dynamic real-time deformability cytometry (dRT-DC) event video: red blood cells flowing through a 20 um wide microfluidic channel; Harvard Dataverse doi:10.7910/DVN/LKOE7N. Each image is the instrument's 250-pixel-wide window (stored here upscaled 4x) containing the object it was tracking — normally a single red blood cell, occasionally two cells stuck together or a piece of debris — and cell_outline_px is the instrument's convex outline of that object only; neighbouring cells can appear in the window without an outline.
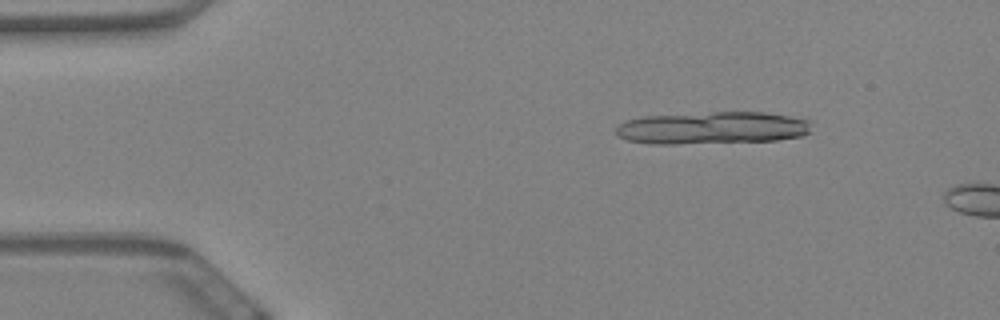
{"species": "Egyptian fruit bat (a non-hibernating species)", "species_latin": "Rousettus aegyptiacus", "temperature_condition": "warm", "stored_images_in_passage": 8, "camera_frame_rate_fps": 3000, "um_per_image_px": 0.085, "animal": {"sex": "female"}, "frame": {"image": 1, "passage_image": 3, "time_ms": 0.667, "image_size_px": [1000, 320], "cell_outline_px": [[808, 132], [800, 136], [776, 140], [676, 144], [648, 144], [628, 140], [616, 136], [616, 128], [624, 120], [644, 116], [716, 112], [764, 112], [788, 116], [808, 120]], "centroid_in_image_um": [60.45, 10.87], "position_along_channel_um": 24.5, "area_um2": 36.7}}